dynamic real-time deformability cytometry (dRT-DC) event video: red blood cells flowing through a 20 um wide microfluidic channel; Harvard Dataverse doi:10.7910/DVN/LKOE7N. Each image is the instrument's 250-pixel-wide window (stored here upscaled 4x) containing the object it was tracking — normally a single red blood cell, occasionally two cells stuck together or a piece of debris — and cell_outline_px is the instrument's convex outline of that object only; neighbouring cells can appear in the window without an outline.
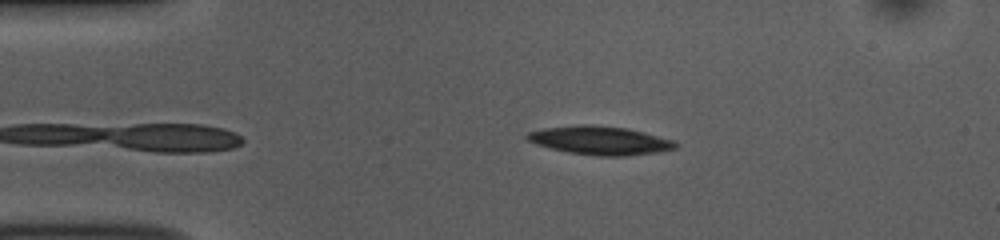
{"species": "common noctule bat (a hibernating species)", "species_latin": "Nyctalus noctula", "temperature_condition": "room temperature", "stored_images_in_passage": 38, "camera_frame_rate_fps": 3000, "um_per_image_px": 0.085, "animal": {"sex": "female", "body_mass_g": 10.0, "forearm_length_mm": 53.1}, "frame": {"image": 1, "passage_image": 2, "time_ms": 0.333, "image_size_px": [1000, 240], "cell_outline_px": [[680, 144], [676, 148], [656, 152], [624, 156], [596, 156], [568, 152], [536, 144], [528, 140], [524, 136], [528, 132], [544, 128], [584, 124], [588, 124], [628, 128], [676, 140]], "centroid_in_image_um": [51.04, 11.93], "position_along_channel_um": 34.0, "area_um2": 24.74}}
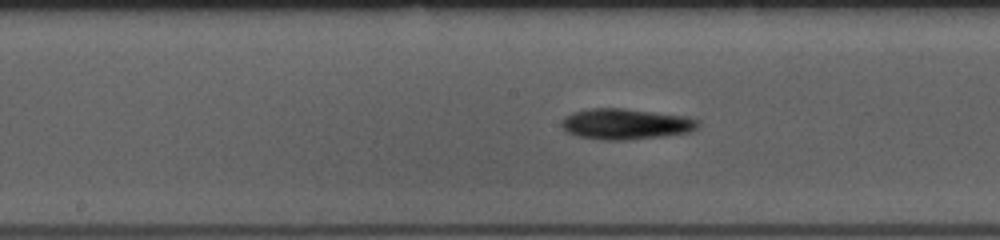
{"frame": {"image": 2, "passage_image": 18, "time_ms": 5.667, "image_size_px": [1000, 240], "cell_outline_px": [[700, 124], [696, 128], [688, 132], [660, 136], [628, 140], [604, 140], [580, 136], [568, 132], [560, 124], [572, 112], [588, 108], [624, 108], [688, 116], [700, 120]], "centroid_in_image_um": [53.23, 10.52], "position_along_channel_um": 195.0, "area_um2": 24.33}}
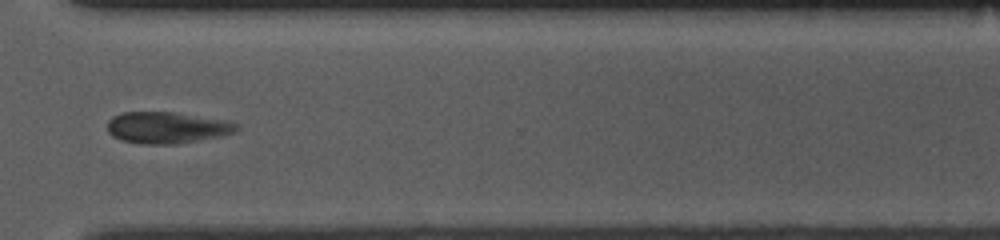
{"frame": {"image": 3, "passage_image": 31, "time_ms": 10.0, "image_size_px": [1000, 240], "cell_outline_px": [[240, 128], [236, 132], [220, 136], [176, 144], [140, 144], [120, 140], [112, 136], [108, 132], [108, 120], [112, 116], [120, 112], [172, 112], [224, 120], [236, 124]], "centroid_in_image_um": [14.14, 10.85], "position_along_channel_um": 356.5, "area_um2": 23.7}, "authors_computed_cell_mechanics": {"area_um2": 23.7269, "velocity_mm_per_s": 3.7312, "shape_relaxation_time_tau1_ms": 2.7599, "shape_relaxation_time_tau2_ms": 3.36, "deformation_change_tau1": 0.0703, "deformation_change_tau2": 0.0985}}